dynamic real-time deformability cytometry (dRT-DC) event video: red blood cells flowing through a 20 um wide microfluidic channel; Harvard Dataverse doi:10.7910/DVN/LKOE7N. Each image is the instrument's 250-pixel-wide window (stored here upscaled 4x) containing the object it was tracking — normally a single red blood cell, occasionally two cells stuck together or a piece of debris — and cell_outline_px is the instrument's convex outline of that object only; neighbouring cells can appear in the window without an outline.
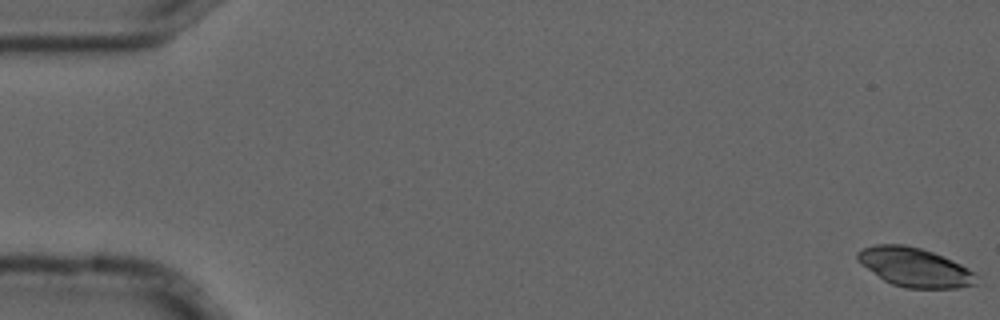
{"species": "common noctule bat (a hibernating species)", "species_latin": "Nyctalus noctula", "temperature_condition": "cold", "stored_images_in_passage": 4, "camera_frame_rate_fps": 3000, "um_per_image_px": 0.085, "animal": {"sex": "male", "forearm_length_mm": 52.5}, "frame": {"image": 1, "passage_image": 1, "time_ms": 0.0, "image_size_px": [1000, 320], "cell_outline_px": [[980, 284], [956, 288], [904, 288], [892, 284], [884, 280], [856, 260], [856, 252], [864, 248], [876, 244], [904, 244], [920, 248], [932, 252], [952, 260], [976, 272]], "centroid_in_image_um": [77.79, 22.72], "position_along_channel_um": 7.2, "area_um2": 27.11}}